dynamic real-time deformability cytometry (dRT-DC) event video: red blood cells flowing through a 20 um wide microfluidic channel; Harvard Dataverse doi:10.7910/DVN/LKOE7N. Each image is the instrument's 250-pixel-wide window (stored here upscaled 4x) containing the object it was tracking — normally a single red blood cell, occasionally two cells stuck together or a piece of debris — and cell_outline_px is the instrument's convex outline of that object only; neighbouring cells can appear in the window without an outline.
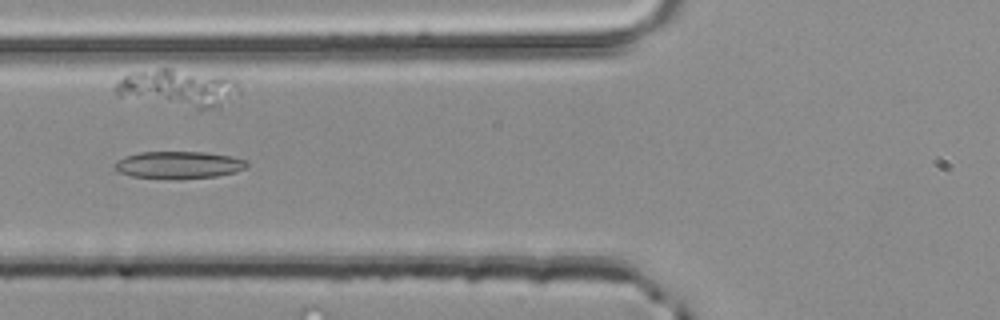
{"species": "common noctule bat (a hibernating species)", "species_latin": "Nyctalus noctula", "temperature_condition": "room temperature", "stored_images_in_passage": 5, "camera_frame_rate_fps": 3000, "um_per_image_px": 0.085, "animal": {"sex": "male", "body_mass_g": 20.4}, "frame": {"image": 1, "passage_image": 3, "time_ms": 0.667, "image_size_px": [1000, 320], "cell_outline_px": [[248, 164], [244, 168], [236, 172], [216, 176], [168, 180], [132, 176], [120, 172], [112, 168], [112, 164], [116, 160], [124, 156], [140, 152], [204, 152], [228, 156], [244, 160]], "centroid_in_image_um": [15.09, 14.03], "position_along_channel_um": 110.7, "area_um2": 21.15}}
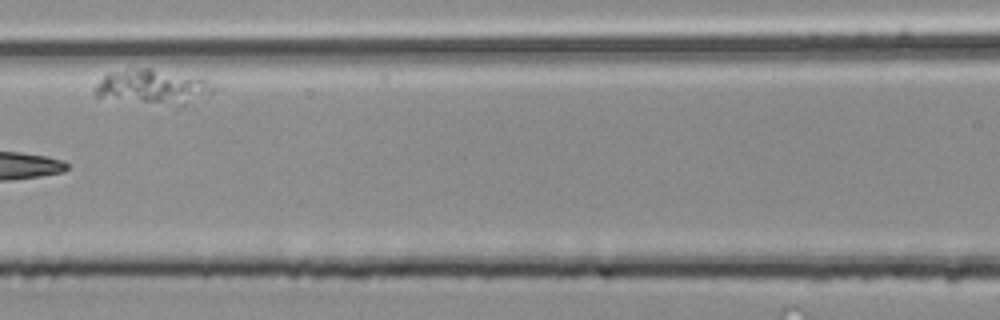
{"frame": {"image": 2, "passage_image": 4, "time_ms": 1.0, "image_size_px": [1000, 320], "cell_outline_px": [[216, 88], [212, 92], [176, 112], [96, 96], [96, 84], [108, 72], [136, 68], [152, 68], [204, 76], [216, 84]], "centroid_in_image_um": [13.14, 7.47], "position_along_channel_um": 153.5, "area_um2": 26.47}}
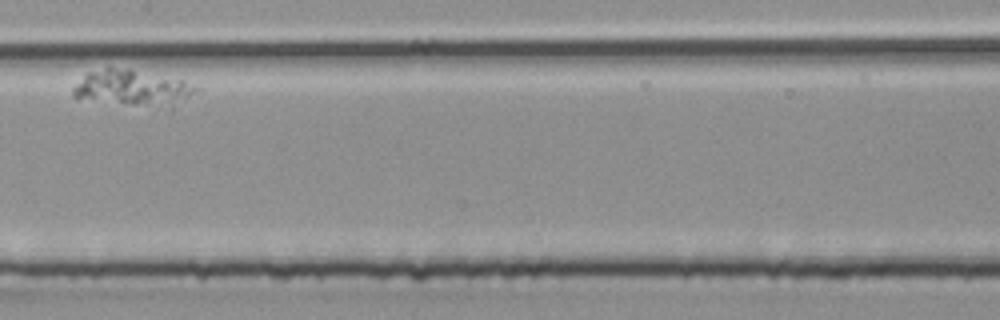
{"frame": {"image": 3, "passage_image": 5, "time_ms": 1.333, "image_size_px": [1000, 320], "cell_outline_px": [[200, 88], [188, 96], [136, 104], [132, 104], [76, 100], [72, 96], [72, 88], [88, 72], [104, 68], [128, 68], [184, 80]], "centroid_in_image_um": [11.01, 7.38], "position_along_channel_um": 196.4, "area_um2": 23.87}}